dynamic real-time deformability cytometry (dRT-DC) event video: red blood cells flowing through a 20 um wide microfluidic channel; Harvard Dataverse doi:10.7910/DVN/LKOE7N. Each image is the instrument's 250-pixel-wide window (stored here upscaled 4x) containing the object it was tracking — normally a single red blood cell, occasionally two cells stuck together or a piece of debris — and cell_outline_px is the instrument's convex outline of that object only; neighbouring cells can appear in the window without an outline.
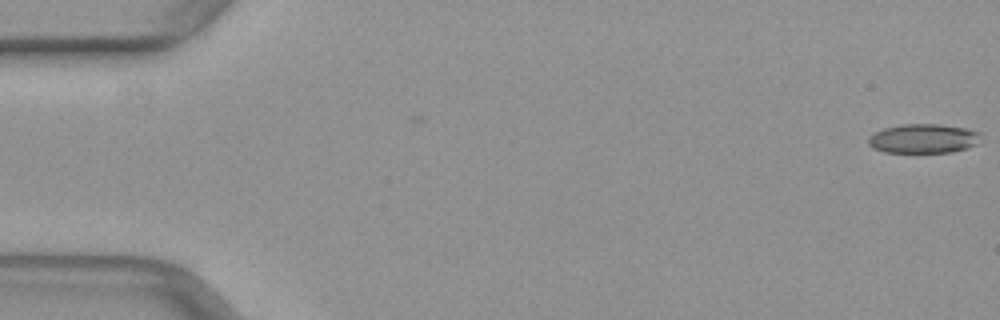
{"species": "common noctule bat (a hibernating species)", "species_latin": "Nyctalus noctula", "temperature_condition": "warm", "stored_images_in_passage": 4, "camera_frame_rate_fps": 3000, "um_per_image_px": 0.085, "animal": {"sex": "female", "body_mass_g": 29.2, "forearm_length_mm": 56.3}, "frame": {"image": 1, "passage_image": 1, "time_ms": 0.0, "image_size_px": [1000, 320], "cell_outline_px": [[980, 144], [968, 148], [952, 152], [884, 152], [868, 144], [868, 136], [884, 128], [904, 124], [936, 124], [968, 128], [980, 132]], "centroid_in_image_um": [78.55, 11.78], "position_along_channel_um": 6.5, "area_um2": 19.25}}